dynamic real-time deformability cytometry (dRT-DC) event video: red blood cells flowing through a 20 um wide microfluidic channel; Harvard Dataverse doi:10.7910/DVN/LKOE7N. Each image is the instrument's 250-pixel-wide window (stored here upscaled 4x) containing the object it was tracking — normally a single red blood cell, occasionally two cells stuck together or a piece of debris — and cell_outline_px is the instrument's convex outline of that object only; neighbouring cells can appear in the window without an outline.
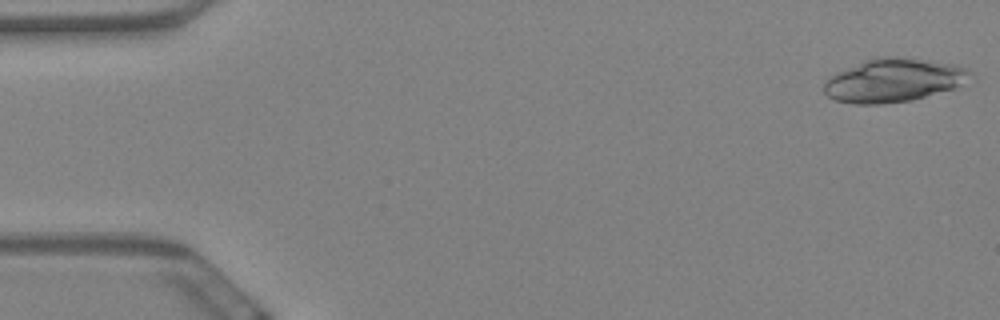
{"species": "Egyptian fruit bat (a non-hibernating species)", "species_latin": "Rousettus aegyptiacus", "temperature_condition": "warm", "stored_images_in_passage": 15, "camera_frame_rate_fps": 3000, "um_per_image_px": 0.085, "animal": {"sex": "female"}, "frame": {"image": 1, "passage_image": 1, "time_ms": 0.0, "image_size_px": [1000, 320], "cell_outline_px": [[976, 76], [956, 88], [912, 100], [880, 104], [852, 104], [836, 100], [828, 96], [824, 92], [824, 80], [828, 76], [864, 60], [880, 56], [904, 56], [956, 64], [968, 68]], "centroid_in_image_um": [76.0, 6.81], "position_along_channel_um": 9.0, "area_um2": 37.74}}